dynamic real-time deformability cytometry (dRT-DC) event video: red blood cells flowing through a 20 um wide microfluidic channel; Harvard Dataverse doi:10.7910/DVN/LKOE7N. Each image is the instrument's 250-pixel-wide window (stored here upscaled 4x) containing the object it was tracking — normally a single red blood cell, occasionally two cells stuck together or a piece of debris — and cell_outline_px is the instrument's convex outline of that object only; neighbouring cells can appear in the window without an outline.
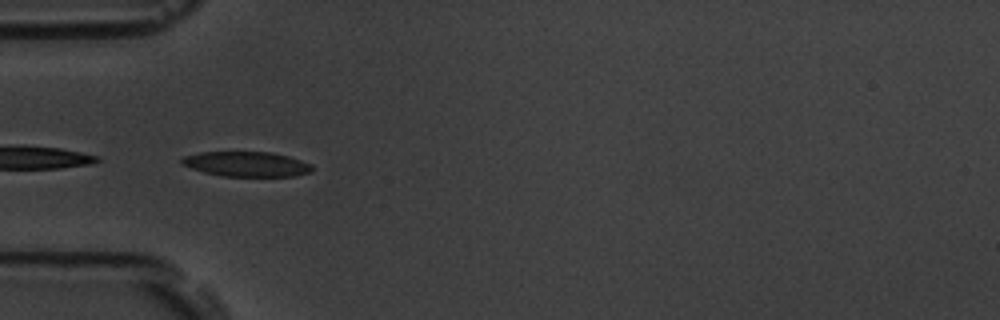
{"species": "common noctule bat (a hibernating species)", "species_latin": "Nyctalus noctula", "temperature_condition": "room temperature", "stored_images_in_passage": 54, "camera_frame_rate_fps": 3000, "um_per_image_px": 0.085, "animal": {"sex": "male", "body_mass_g": 19.5, "forearm_length_mm": 54.6}, "frame": {"image": 1, "passage_image": 17, "time_ms": 5.333, "image_size_px": [1000, 320], "cell_outline_px": [[312, 172], [296, 176], [220, 176], [204, 172], [192, 168], [184, 164], [180, 160], [184, 156], [200, 152], [272, 152], [288, 156], [312, 164]], "centroid_in_image_um": [20.99, 13.95], "position_along_channel_um": 64.0, "area_um2": 18.9}}
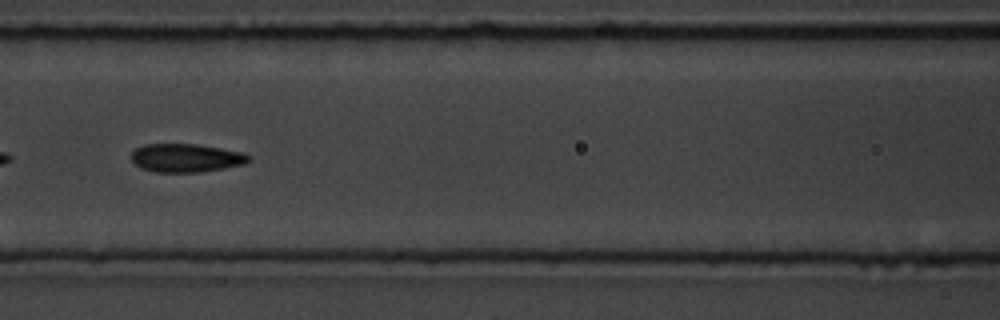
{"frame": {"image": 2, "passage_image": 24, "time_ms": 7.667, "image_size_px": [1000, 320], "cell_outline_px": [[248, 160], [244, 164], [224, 168], [200, 172], [156, 172], [140, 168], [132, 160], [132, 152], [136, 148], [144, 144], [196, 144], [244, 152], [248, 156]], "centroid_in_image_um": [15.79, 13.42], "position_along_channel_um": 150.8, "area_um2": 19.31}}
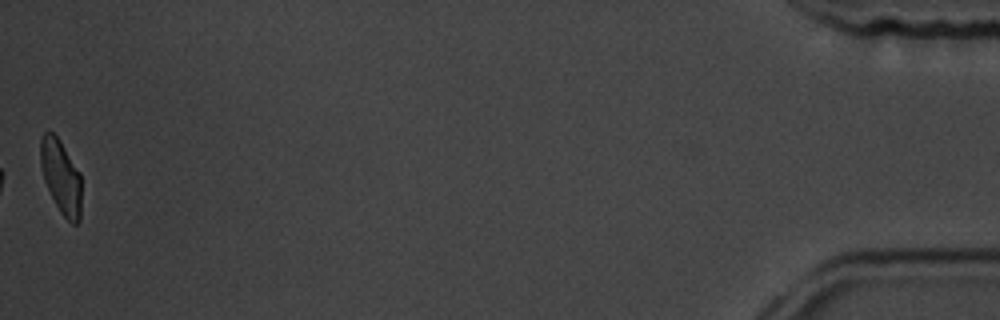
{"frame": {"image": 3, "passage_image": 54, "time_ms": 17.667, "image_size_px": [1000, 320], "cell_outline_px": [[80, 220], [76, 224], [72, 224], [60, 212], [44, 180], [40, 164], [40, 136], [44, 132], [52, 132], [60, 140], [80, 172]], "centroid_in_image_um": [5.17, 14.99], "position_along_channel_um": 430.0, "area_um2": 17.51}, "authors_computed_cell_mechanics": {"area_um2": 19.6231, "velocity_mm_per_s": 3.7681, "shape_relaxation_time_tau1_ms": 3.3205, "shape_relaxation_time_tau2_ms": 1.8109, "deformation_change_tau1": 0.1324, "deformation_change_tau2": 0.0909}}